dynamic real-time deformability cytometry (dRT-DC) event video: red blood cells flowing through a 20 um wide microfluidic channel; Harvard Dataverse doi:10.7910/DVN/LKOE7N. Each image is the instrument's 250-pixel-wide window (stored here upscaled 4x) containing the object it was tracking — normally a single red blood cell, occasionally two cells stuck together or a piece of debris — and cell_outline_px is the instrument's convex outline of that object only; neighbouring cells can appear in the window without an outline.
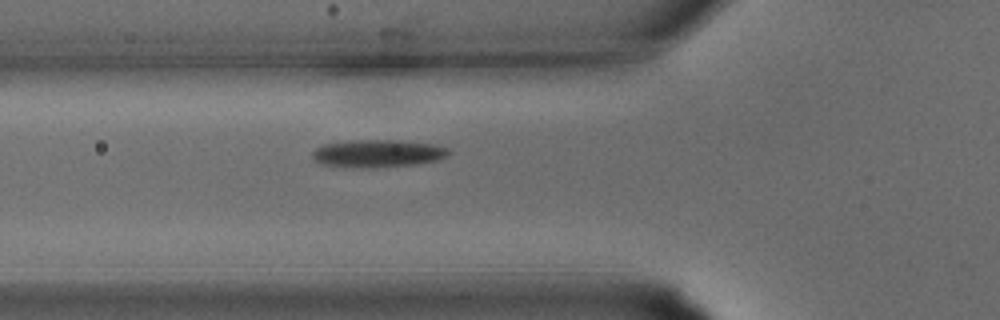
{"species": "common noctule bat (a hibernating species)", "species_latin": "Nyctalus noctula", "temperature_condition": "warm", "stored_images_in_passage": 24, "camera_frame_rate_fps": 3000, "um_per_image_px": 0.085, "animal": {"sex": "male", "body_mass_g": 15.6}, "frame": {"image": 1, "passage_image": 5, "time_ms": 1.333, "image_size_px": [1000, 320], "cell_outline_px": [[452, 152], [448, 156], [436, 160], [416, 164], [384, 168], [360, 168], [320, 164], [312, 160], [312, 152], [316, 148], [324, 144], [348, 140], [400, 140], [432, 144], [448, 148]], "centroid_in_image_um": [32.1, 13.05], "position_along_channel_um": 93.7, "area_um2": 22.37}}
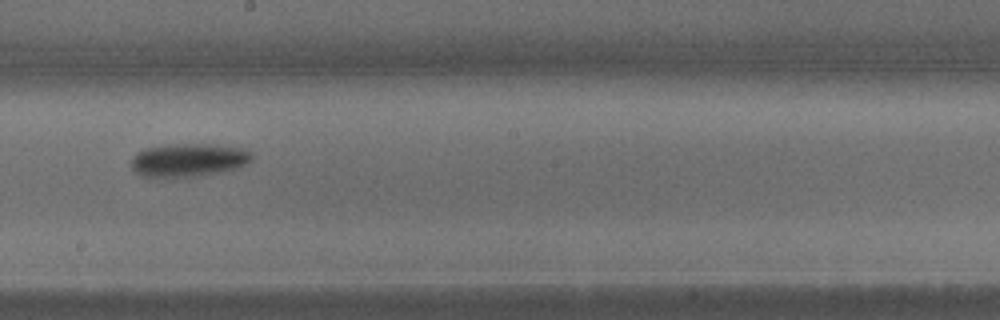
{"frame": {"image": 2, "passage_image": 12, "time_ms": 3.667, "image_size_px": [1000, 320], "cell_outline_px": [[252, 160], [244, 164], [232, 168], [216, 172], [196, 176], [172, 180], [140, 176], [132, 168], [132, 156], [144, 148], [168, 144], [208, 144], [244, 148], [252, 152]], "centroid_in_image_um": [15.94, 13.62], "position_along_channel_um": 232.3, "area_um2": 23.76}}
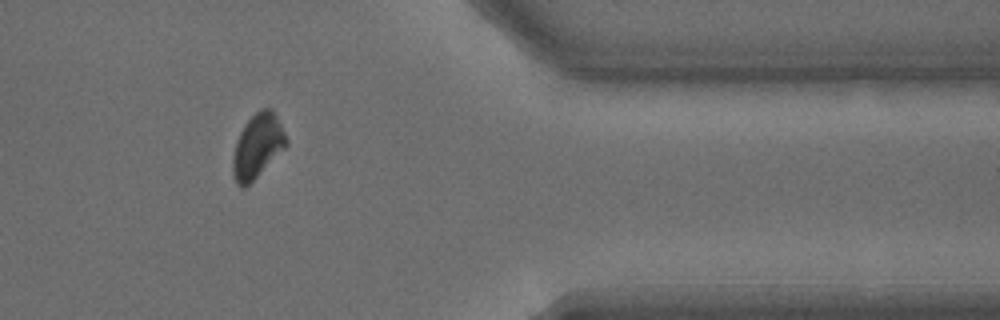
{"frame": {"image": 3, "passage_image": 21, "time_ms": 6.667, "image_size_px": [1000, 320], "cell_outline_px": [[288, 144], [244, 188], [240, 188], [236, 184], [232, 176], [232, 156], [236, 140], [244, 124], [260, 108], [272, 108], [288, 140]], "centroid_in_image_um": [21.84, 12.41], "position_along_channel_um": 389.6, "area_um2": 19.77}}